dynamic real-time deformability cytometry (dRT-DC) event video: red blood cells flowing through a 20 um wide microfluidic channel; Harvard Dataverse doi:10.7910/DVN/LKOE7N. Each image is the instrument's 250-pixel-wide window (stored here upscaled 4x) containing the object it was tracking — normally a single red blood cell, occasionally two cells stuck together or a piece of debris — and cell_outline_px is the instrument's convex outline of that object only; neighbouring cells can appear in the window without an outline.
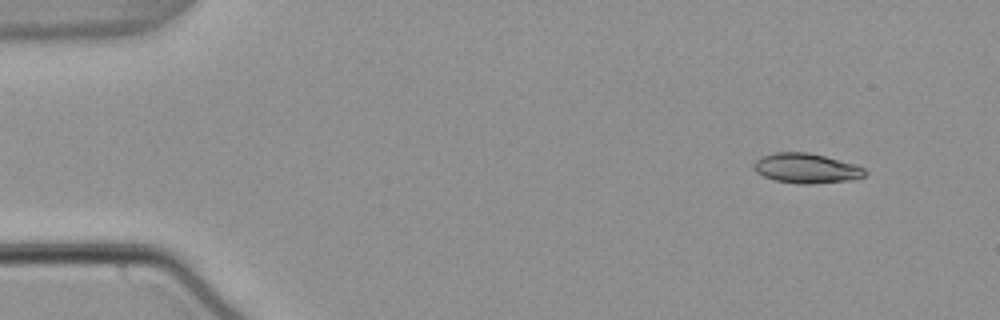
{"species": "common noctule bat (a hibernating species)", "species_latin": "Nyctalus noctula", "temperature_condition": "warm", "stored_images_in_passage": 11, "camera_frame_rate_fps": 3000, "um_per_image_px": 0.085, "animal": {"sex": "male", "body_mass_g": 21.5, "forearm_length_mm": 52.0}, "frame": {"image": 1, "passage_image": 4, "time_ms": 1.0, "image_size_px": [1000, 320], "cell_outline_px": [[868, 172], [864, 176], [848, 180], [812, 184], [800, 184], [776, 180], [764, 176], [756, 172], [752, 164], [760, 156], [772, 152], [808, 152], [856, 164], [864, 168]], "centroid_in_image_um": [68.52, 14.29], "position_along_channel_um": 16.5, "area_um2": 19.36}}